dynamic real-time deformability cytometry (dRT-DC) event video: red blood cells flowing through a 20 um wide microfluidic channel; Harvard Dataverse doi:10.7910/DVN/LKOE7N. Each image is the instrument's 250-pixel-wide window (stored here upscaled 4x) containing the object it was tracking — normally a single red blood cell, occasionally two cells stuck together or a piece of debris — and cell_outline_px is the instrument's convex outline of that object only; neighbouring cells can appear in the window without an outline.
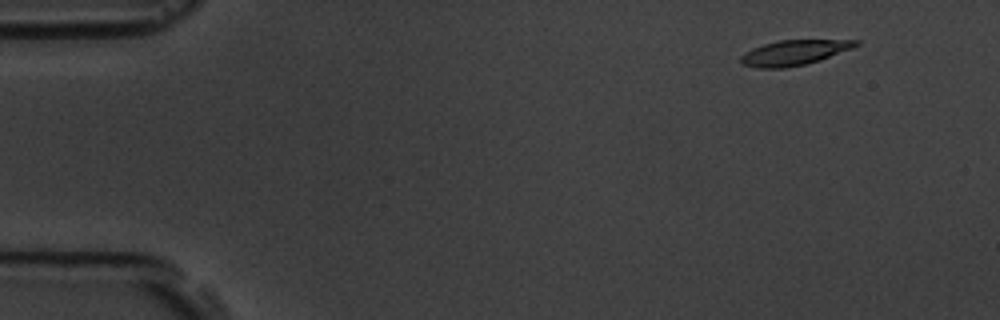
{"species": "common noctule bat (a hibernating species)", "species_latin": "Nyctalus noctula", "temperature_condition": "room temperature", "stored_images_in_passage": 15, "camera_frame_rate_fps": 3000, "um_per_image_px": 0.085, "animal": {"sex": "male", "body_mass_g": 19.5, "forearm_length_mm": 54.6}, "frame": {"image": 1, "passage_image": 2, "time_ms": 1.0, "image_size_px": [1000, 320], "cell_outline_px": [[860, 44], [852, 48], [820, 60], [804, 64], [784, 68], [756, 68], [740, 64], [740, 56], [744, 52], [752, 48], [764, 44], [780, 40], [860, 40]], "centroid_in_image_um": [67.46, 4.48], "position_along_channel_um": 17.5, "area_um2": 16.82}}
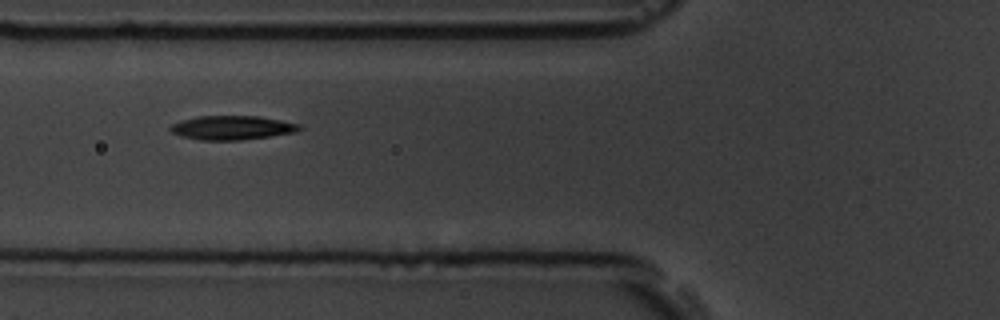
{"frame": {"image": 2, "passage_image": 6, "time_ms": 6.333, "image_size_px": [1000, 320], "cell_outline_px": [[304, 128], [296, 132], [240, 140], [200, 140], [180, 136], [172, 132], [168, 128], [172, 124], [184, 120], [200, 116], [260, 116], [300, 124]], "centroid_in_image_um": [19.74, 10.85], "position_along_channel_um": 106.1, "area_um2": 17.98}}
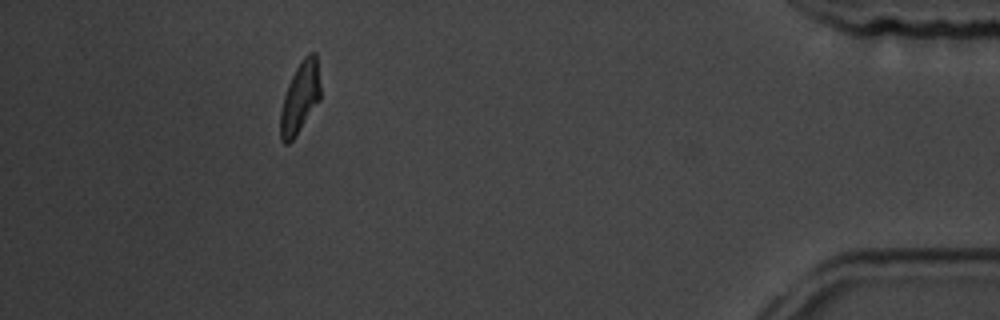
{"frame": {"image": 3, "passage_image": 14, "time_ms": 16.333, "image_size_px": [1000, 320], "cell_outline_px": [[320, 100], [296, 136], [288, 144], [284, 144], [280, 140], [280, 112], [284, 96], [288, 84], [300, 60], [308, 52], [316, 52], [320, 84]], "centroid_in_image_um": [25.5, 8.3], "position_along_channel_um": 409.7, "area_um2": 16.76}, "authors_computed_cell_mechanics": {"area_um2": 17.2822, "velocity_mm_per_s": 3.6011, "shape_relaxation_time_tau1_ms": 3.5125, "shape_relaxation_time_tau2_ms": 4.2631, "deformation_change_tau1": 0.1311, "deformation_change_tau2": 0.0956}}